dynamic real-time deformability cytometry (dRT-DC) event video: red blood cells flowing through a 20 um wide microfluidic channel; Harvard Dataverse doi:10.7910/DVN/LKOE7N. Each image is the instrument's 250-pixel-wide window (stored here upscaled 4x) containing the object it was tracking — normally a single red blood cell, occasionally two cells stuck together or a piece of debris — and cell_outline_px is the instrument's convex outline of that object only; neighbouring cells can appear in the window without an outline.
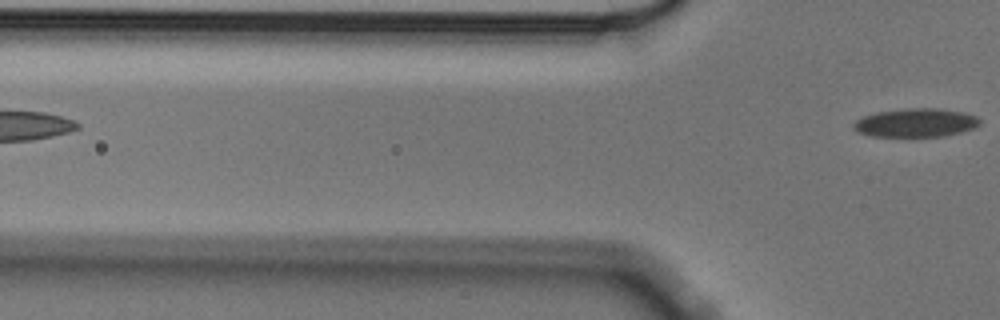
{"species": "Egyptian fruit bat (a non-hibernating species)", "species_latin": "Rousettus aegyptiacus", "temperature_condition": "cold", "stored_images_in_passage": 6, "camera_frame_rate_fps": 3000, "um_per_image_px": 0.085, "animal": {"sex": "male"}, "frame": {"image": 1, "passage_image": 6, "time_ms": 1.667, "image_size_px": [1000, 320], "cell_outline_px": [[980, 124], [976, 128], [944, 136], [872, 136], [856, 132], [852, 128], [852, 124], [856, 120], [864, 116], [876, 112], [908, 108], [940, 108], [964, 112], [976, 116], [980, 120]], "centroid_in_image_um": [77.84, 10.43], "position_along_channel_um": 48.0, "area_um2": 21.15}}